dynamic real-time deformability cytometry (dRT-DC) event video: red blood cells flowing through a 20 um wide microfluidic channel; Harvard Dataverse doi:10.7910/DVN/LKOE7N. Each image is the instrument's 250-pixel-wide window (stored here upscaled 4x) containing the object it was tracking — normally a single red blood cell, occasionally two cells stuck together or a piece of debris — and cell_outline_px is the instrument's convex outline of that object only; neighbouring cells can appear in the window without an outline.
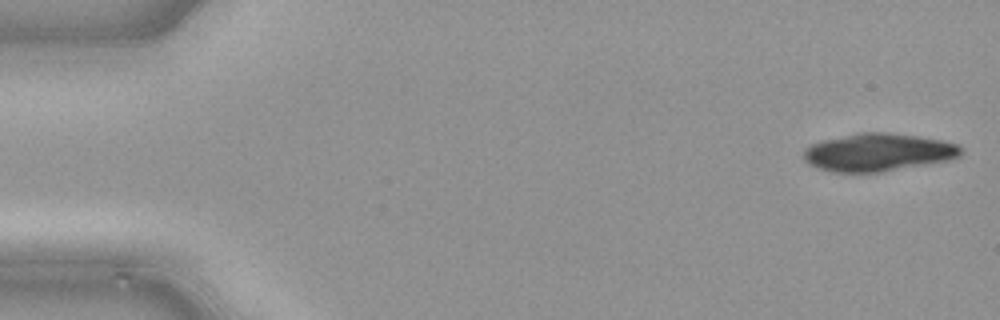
{"species": "common noctule bat (a hibernating species)", "species_latin": "Nyctalus noctula", "temperature_condition": "cold", "stored_images_in_passage": 48, "segment_of_instrument_passage": [1, 2], "camera_frame_rate_fps": 3000, "um_per_image_px": 0.085, "animal": {"sex": "male", "body_mass_g": 21.5, "forearm_length_mm": 52.0}, "frame": {"image": 1, "passage_image": 1, "time_ms": 0.0, "image_size_px": [1000, 320], "cell_outline_px": [[960, 156], [948, 160], [880, 172], [832, 172], [816, 168], [808, 164], [804, 160], [804, 148], [812, 144], [824, 140], [860, 132], [884, 132], [920, 136], [940, 140], [956, 144], [960, 148]], "centroid_in_image_um": [74.59, 12.95], "position_along_channel_um": 10.4, "area_um2": 34.39}}